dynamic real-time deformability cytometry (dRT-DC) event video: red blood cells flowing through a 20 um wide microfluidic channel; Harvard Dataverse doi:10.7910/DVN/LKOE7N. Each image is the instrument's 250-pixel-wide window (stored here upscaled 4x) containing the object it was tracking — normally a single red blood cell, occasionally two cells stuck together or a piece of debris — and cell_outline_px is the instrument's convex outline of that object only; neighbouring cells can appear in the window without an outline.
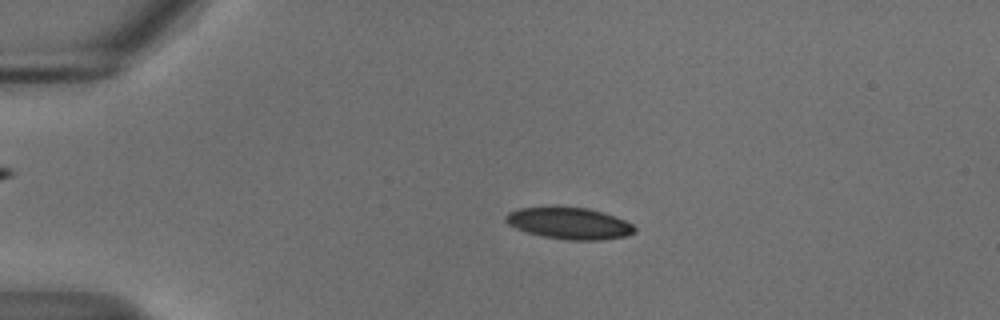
{"species": "common noctule bat (a hibernating species)", "species_latin": "Nyctalus noctula", "temperature_condition": "cold", "stored_images_in_passage": 56, "segment_of_instrument_passage": [1, 2], "camera_frame_rate_fps": 3000, "um_per_image_px": 0.085, "animal": {"sex": "male", "body_mass_g": 18.8}, "frame": {"image": 1, "passage_image": 12, "time_ms": 3.667, "image_size_px": [1000, 320], "cell_outline_px": [[636, 232], [628, 236], [600, 240], [568, 240], [544, 236], [528, 232], [516, 228], [508, 224], [504, 220], [504, 216], [508, 212], [520, 208], [588, 208], [616, 216], [632, 224], [636, 228]], "centroid_in_image_um": [48.43, 19.0], "position_along_channel_um": 36.6, "area_um2": 23.47}}
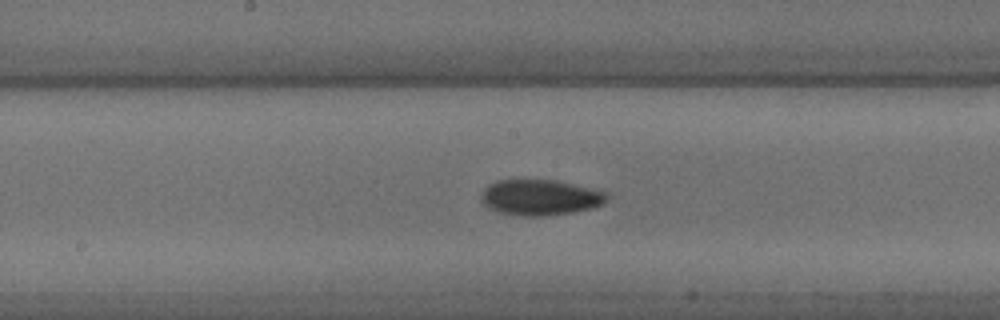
{"frame": {"image": 2, "passage_image": 29, "time_ms": 9.333, "image_size_px": [1000, 320], "cell_outline_px": [[608, 196], [604, 204], [592, 208], [572, 212], [544, 216], [524, 216], [500, 212], [488, 208], [480, 200], [488, 184], [496, 180], [556, 180], [604, 192]], "centroid_in_image_um": [45.89, 16.78], "position_along_channel_um": 202.3, "area_um2": 25.84}}
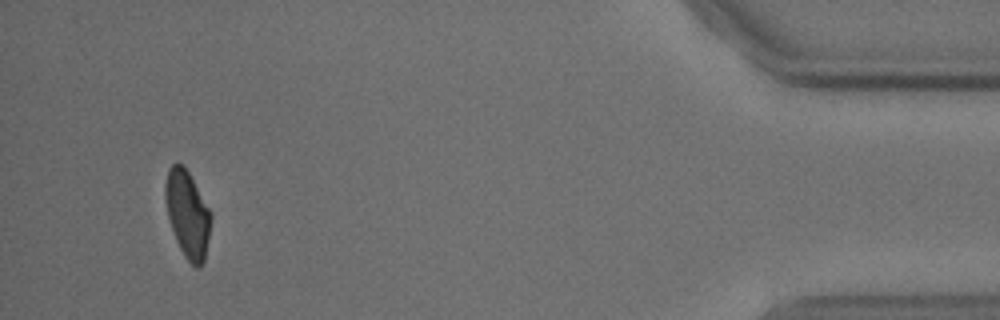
{"frame": {"image": 3, "passage_image": 52, "time_ms": 17.0, "image_size_px": [1000, 320], "cell_outline_px": [[212, 216], [204, 260], [196, 268], [184, 256], [176, 240], [168, 216], [164, 196], [164, 184], [168, 168], [176, 160], [184, 164], [208, 208]], "centroid_in_image_um": [15.9, 18.13], "position_along_channel_um": 419.3, "area_um2": 22.89}}